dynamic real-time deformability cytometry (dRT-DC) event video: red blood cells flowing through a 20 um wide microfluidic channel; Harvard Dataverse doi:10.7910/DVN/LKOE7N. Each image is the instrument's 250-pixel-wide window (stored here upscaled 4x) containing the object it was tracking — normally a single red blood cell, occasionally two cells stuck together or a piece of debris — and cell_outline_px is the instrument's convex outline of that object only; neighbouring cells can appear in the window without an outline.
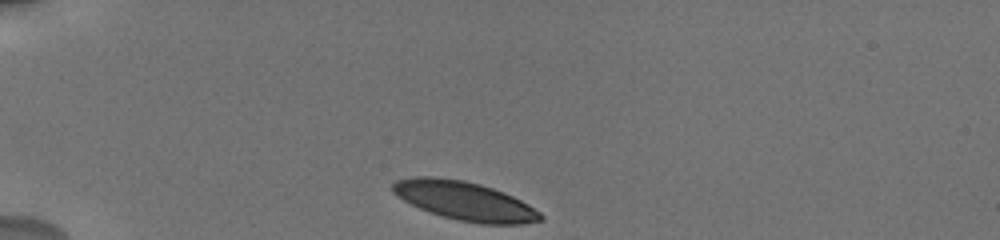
{"species": "human", "species_latin": "Homo sapiens", "temperature_condition": "cold", "stored_images_in_passage": 7, "camera_frame_rate_fps": 3000, "um_per_image_px": 0.085, "donor": {"sex": "male"}, "frame": {"image": 1, "passage_image": 1, "time_ms": 0.0, "image_size_px": [1000, 240], "cell_outline_px": [[544, 220], [524, 224], [480, 224], [460, 220], [428, 212], [404, 200], [392, 192], [392, 184], [396, 180], [416, 176], [428, 176], [464, 180], [480, 184], [504, 192], [528, 204], [540, 212], [544, 216]], "centroid_in_image_um": [39.52, 17.08], "position_along_channel_um": 45.5, "area_um2": 33.29}}
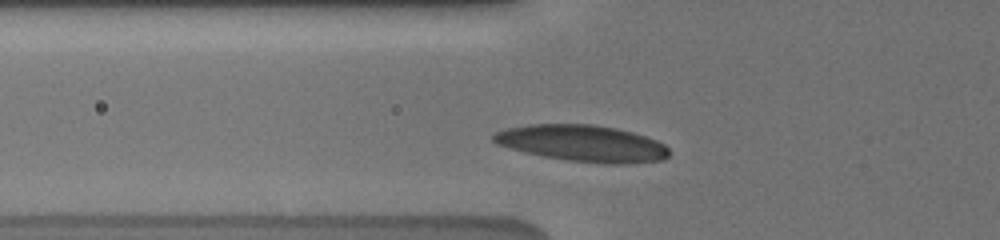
{"frame": {"image": 2, "passage_image": 4, "time_ms": 2.0, "image_size_px": [1000, 240], "cell_outline_px": [[668, 156], [664, 160], [628, 164], [608, 164], [568, 160], [544, 156], [496, 144], [492, 140], [492, 136], [496, 132], [508, 128], [532, 124], [592, 124], [616, 128], [632, 132], [656, 140], [664, 144], [668, 148]], "centroid_in_image_um": [49.55, 12.18], "position_along_channel_um": 76.3, "area_um2": 37.11}}
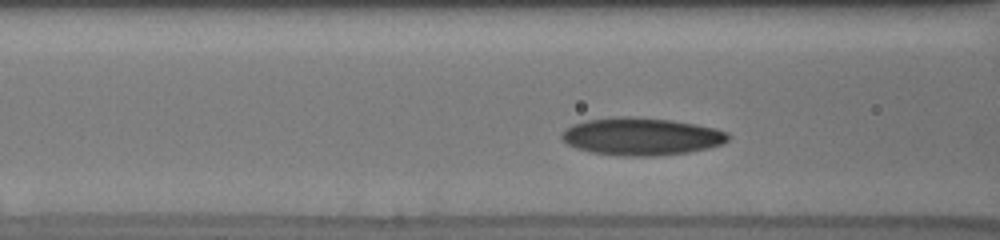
{"frame": {"image": 3, "passage_image": 6, "time_ms": 3.0, "image_size_px": [1000, 240], "cell_outline_px": [[732, 136], [724, 144], [708, 148], [688, 152], [656, 156], [620, 156], [592, 152], [576, 148], [568, 144], [560, 136], [560, 132], [572, 124], [588, 120], [612, 116], [628, 116], [672, 120], [696, 124], [716, 128], [728, 132]], "centroid_in_image_um": [54.54, 11.59], "position_along_channel_um": 112.1, "area_um2": 36.76}}